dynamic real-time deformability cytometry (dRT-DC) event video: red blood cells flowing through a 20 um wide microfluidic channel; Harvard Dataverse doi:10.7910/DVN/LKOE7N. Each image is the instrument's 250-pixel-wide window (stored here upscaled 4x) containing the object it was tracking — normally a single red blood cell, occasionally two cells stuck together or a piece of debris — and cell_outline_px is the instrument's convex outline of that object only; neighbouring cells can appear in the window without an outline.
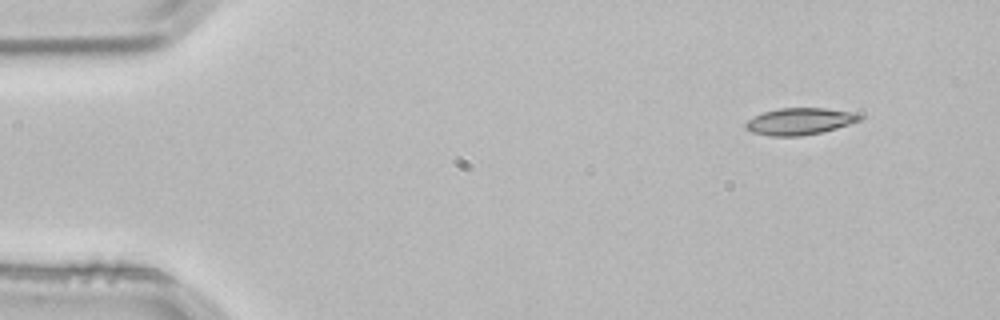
{"species": "common noctule bat (a hibernating species)", "species_latin": "Nyctalus noctula", "temperature_condition": "room temperature", "stored_images_in_passage": 4, "camera_frame_rate_fps": 3000, "um_per_image_px": 0.085, "animal": {"sex": "male", "body_mass_g": 21.5, "forearm_length_mm": 52.0}, "frame": {"image": 1, "passage_image": 1, "time_ms": 0.0, "image_size_px": [1000, 320], "cell_outline_px": [[864, 116], [860, 120], [836, 128], [820, 132], [800, 136], [768, 136], [752, 132], [744, 128], [744, 124], [748, 120], [764, 112], [780, 108], [824, 108], [856, 112]], "centroid_in_image_um": [67.98, 10.31], "position_along_channel_um": 17.0, "area_um2": 17.74}}
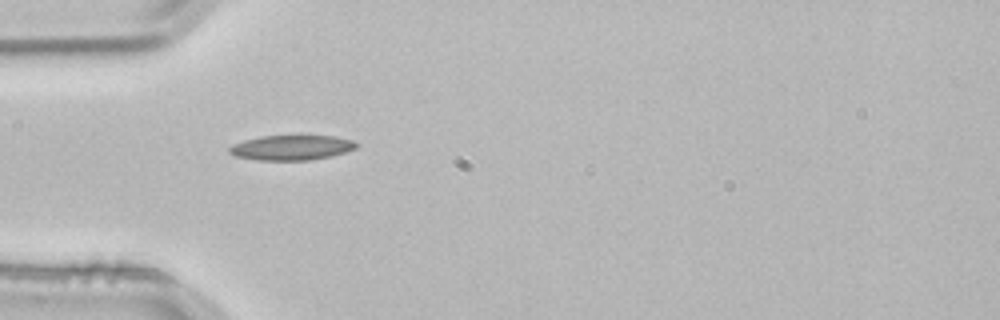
{"frame": {"image": 2, "passage_image": 3, "time_ms": 0.667, "image_size_px": [1000, 320], "cell_outline_px": [[360, 144], [356, 148], [332, 156], [308, 160], [256, 160], [236, 156], [228, 152], [228, 148], [232, 144], [244, 140], [260, 136], [300, 132], [332, 136], [352, 140]], "centroid_in_image_um": [24.79, 12.49], "position_along_channel_um": 60.2, "area_um2": 19.48}}